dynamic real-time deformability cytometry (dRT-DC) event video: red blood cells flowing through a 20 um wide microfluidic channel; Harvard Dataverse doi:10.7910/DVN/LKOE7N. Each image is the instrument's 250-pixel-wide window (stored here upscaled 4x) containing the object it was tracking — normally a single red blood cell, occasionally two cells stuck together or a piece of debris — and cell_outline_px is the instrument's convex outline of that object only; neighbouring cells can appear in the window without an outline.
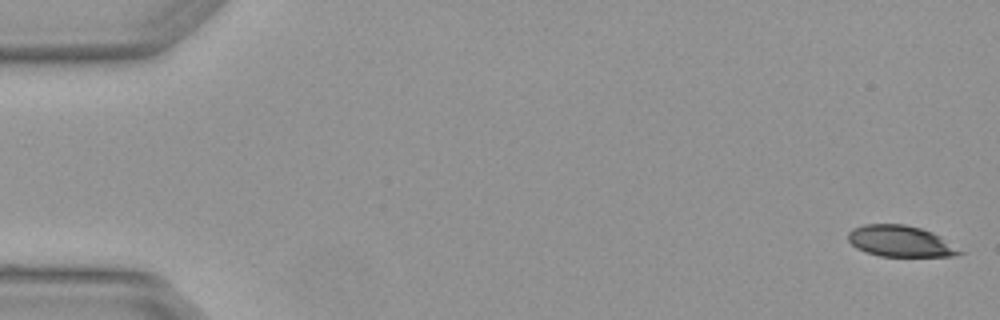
{"species": "Egyptian fruit bat (a non-hibernating species)", "species_latin": "Rousettus aegyptiacus", "temperature_condition": "warm", "stored_images_in_passage": 6, "camera_frame_rate_fps": 3000, "um_per_image_px": 0.085, "animal": {"sex": "female"}, "frame": {"image": 1, "passage_image": 1, "time_ms": 0.0, "image_size_px": [1000, 320], "cell_outline_px": [[964, 252], [952, 256], [880, 256], [856, 248], [848, 240], [848, 232], [852, 228], [864, 224], [904, 224], [920, 228], [932, 232], [940, 236]], "centroid_in_image_um": [76.51, 20.49], "position_along_channel_um": 8.5, "area_um2": 20.11}}
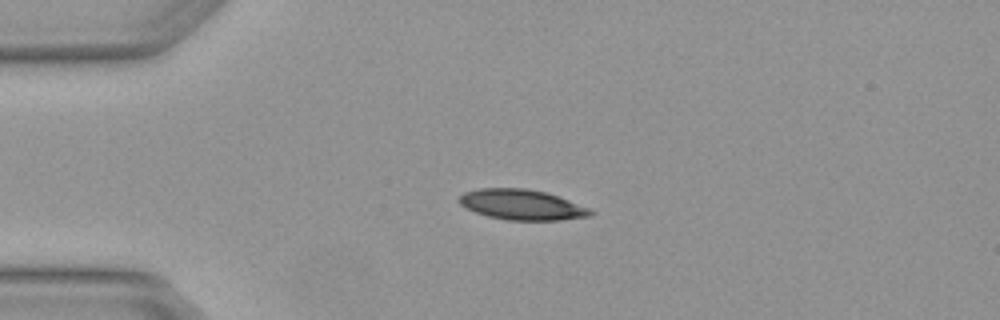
{"frame": {"image": 2, "passage_image": 4, "time_ms": 1.0, "image_size_px": [1000, 320], "cell_outline_px": [[596, 212], [588, 216], [560, 220], [508, 220], [488, 216], [464, 208], [460, 204], [460, 196], [464, 192], [480, 188], [524, 188], [544, 192], [568, 200], [588, 208]], "centroid_in_image_um": [44.32, 17.4], "position_along_channel_um": 40.7, "area_um2": 22.95}}
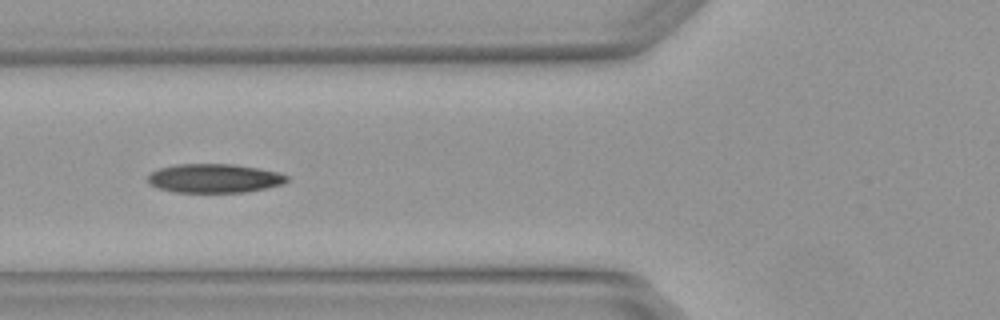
{"frame": {"image": 3, "passage_image": 6, "time_ms": 1.667, "image_size_px": [1000, 320], "cell_outline_px": [[288, 180], [284, 184], [244, 192], [176, 192], [156, 188], [148, 184], [148, 176], [152, 172], [160, 168], [176, 164], [232, 164], [256, 168], [276, 172], [288, 176]], "centroid_in_image_um": [18.18, 15.16], "position_along_channel_um": 107.6, "area_um2": 23.29}}